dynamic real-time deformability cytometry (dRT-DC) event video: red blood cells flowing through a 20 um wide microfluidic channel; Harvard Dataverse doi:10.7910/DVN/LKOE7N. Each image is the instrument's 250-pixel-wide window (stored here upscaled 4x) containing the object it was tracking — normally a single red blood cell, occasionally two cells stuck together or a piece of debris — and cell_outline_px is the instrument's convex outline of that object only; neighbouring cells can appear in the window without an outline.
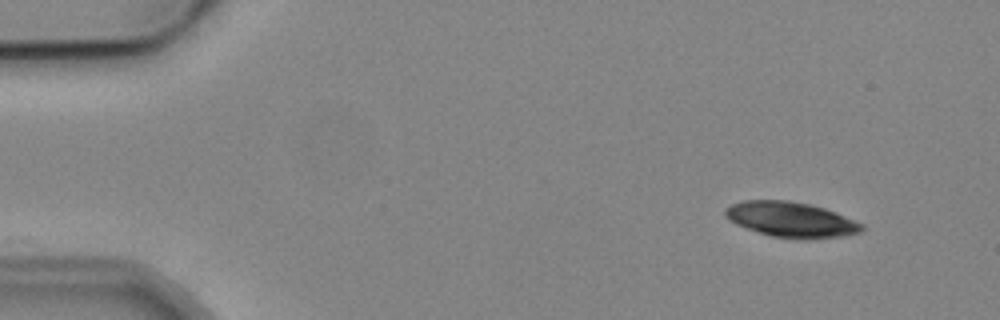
{"species": "common noctule bat (a hibernating species)", "species_latin": "Nyctalus noctula", "temperature_condition": "cold", "stored_images_in_passage": 4, "camera_frame_rate_fps": 3000, "um_per_image_px": 0.085, "animal": {"sex": "male", "body_mass_g": 19.2, "forearm_length_mm": 51.8}, "frame": {"image": 1, "passage_image": 1, "time_ms": 0.0, "image_size_px": [1000, 320], "cell_outline_px": [[864, 228], [860, 232], [844, 236], [808, 240], [800, 240], [772, 236], [736, 224], [728, 220], [724, 216], [724, 208], [732, 204], [744, 200], [788, 200], [812, 204], [836, 212], [864, 224]], "centroid_in_image_um": [67.26, 18.66], "position_along_channel_um": 17.7, "area_um2": 28.38}}